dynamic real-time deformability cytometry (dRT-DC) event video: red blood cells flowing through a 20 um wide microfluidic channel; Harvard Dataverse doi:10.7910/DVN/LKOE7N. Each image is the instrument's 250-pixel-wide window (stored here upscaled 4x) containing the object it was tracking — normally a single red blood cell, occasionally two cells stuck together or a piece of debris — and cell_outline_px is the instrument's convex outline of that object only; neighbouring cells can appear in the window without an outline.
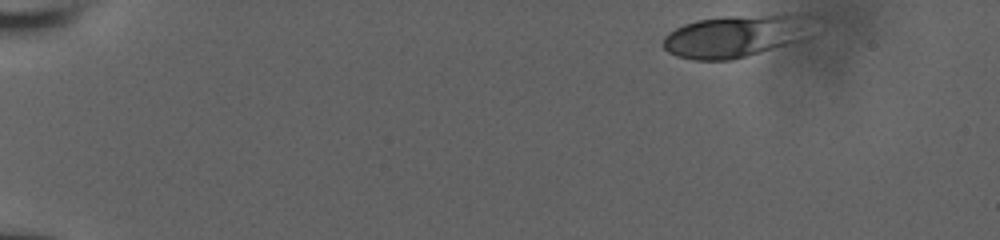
{"species": "human", "species_latin": "Homo sapiens", "temperature_condition": "room temperature", "stored_images_in_passage": 9, "camera_frame_rate_fps": 3000, "um_per_image_px": 0.085, "donor": {"sex": "male"}, "frame": {"image": 1, "passage_image": 1, "time_ms": 0.0, "image_size_px": [1000, 240], "cell_outline_px": [[812, 16], [796, 40], [772, 48], [732, 60], [696, 60], [676, 56], [668, 52], [664, 48], [664, 36], [668, 32], [684, 24], [696, 20], [724, 16], [776, 12], [808, 12]], "centroid_in_image_um": [62.45, 3.0], "position_along_channel_um": 22.6, "area_um2": 36.82}}
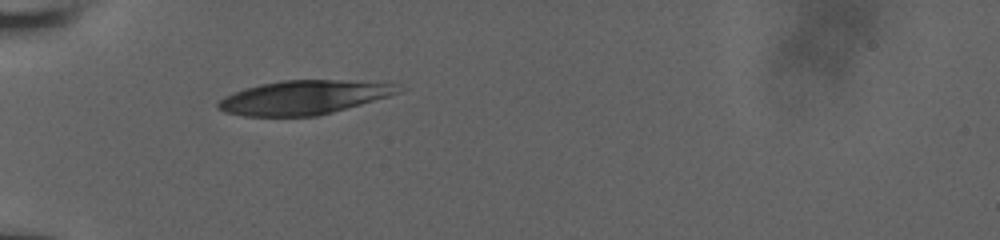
{"frame": {"image": 2, "passage_image": 7, "time_ms": 4.0, "image_size_px": [1000, 240], "cell_outline_px": [[408, 88], [400, 92], [388, 96], [332, 112], [316, 116], [244, 116], [224, 112], [216, 108], [216, 104], [224, 96], [244, 88], [260, 84], [284, 80], [388, 80]], "centroid_in_image_um": [25.92, 8.25], "position_along_channel_um": 59.1, "area_um2": 36.3}}
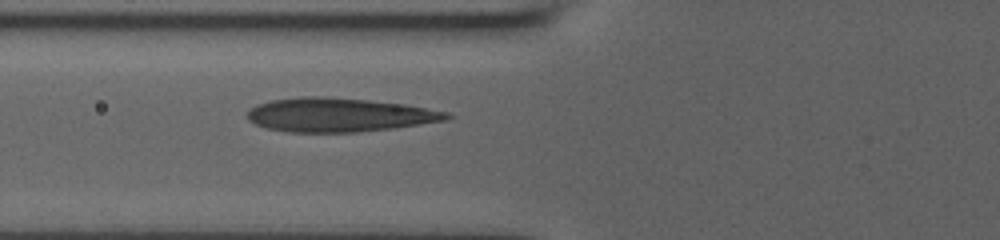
{"frame": {"image": 3, "passage_image": 9, "time_ms": 5.333, "image_size_px": [1000, 240], "cell_outline_px": [[452, 116], [448, 120], [392, 128], [356, 132], [288, 132], [268, 128], [256, 124], [248, 120], [248, 112], [256, 104], [272, 100], [300, 96], [324, 96], [368, 100], [404, 104], [448, 112]], "centroid_in_image_um": [28.82, 9.76], "position_along_channel_um": 97.0, "area_um2": 39.19}}